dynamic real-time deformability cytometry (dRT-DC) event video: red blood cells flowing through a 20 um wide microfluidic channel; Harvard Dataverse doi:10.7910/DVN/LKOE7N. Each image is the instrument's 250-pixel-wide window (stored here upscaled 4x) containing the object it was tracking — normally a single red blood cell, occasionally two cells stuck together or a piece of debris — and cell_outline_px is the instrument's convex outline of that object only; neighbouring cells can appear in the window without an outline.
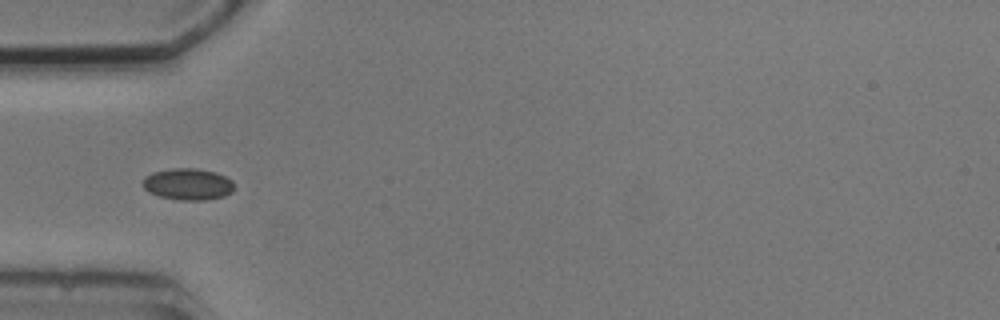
{"species": "common noctule bat (a hibernating species)", "species_latin": "Nyctalus noctula", "temperature_condition": "cold", "stored_images_in_passage": 6, "camera_frame_rate_fps": 3000, "um_per_image_px": 0.085, "animal": {"sex": "male", "body_mass_g": 20.5, "forearm_length_mm": 52.5}, "frame": {"image": 1, "passage_image": 5, "time_ms": 5.667, "image_size_px": [1000, 320], "cell_outline_px": [[232, 192], [224, 196], [204, 200], [180, 200], [160, 196], [148, 192], [144, 188], [144, 176], [152, 172], [172, 168], [196, 168], [216, 172], [232, 180]], "centroid_in_image_um": [15.96, 15.64], "position_along_channel_um": 69.0, "area_um2": 16.76}}